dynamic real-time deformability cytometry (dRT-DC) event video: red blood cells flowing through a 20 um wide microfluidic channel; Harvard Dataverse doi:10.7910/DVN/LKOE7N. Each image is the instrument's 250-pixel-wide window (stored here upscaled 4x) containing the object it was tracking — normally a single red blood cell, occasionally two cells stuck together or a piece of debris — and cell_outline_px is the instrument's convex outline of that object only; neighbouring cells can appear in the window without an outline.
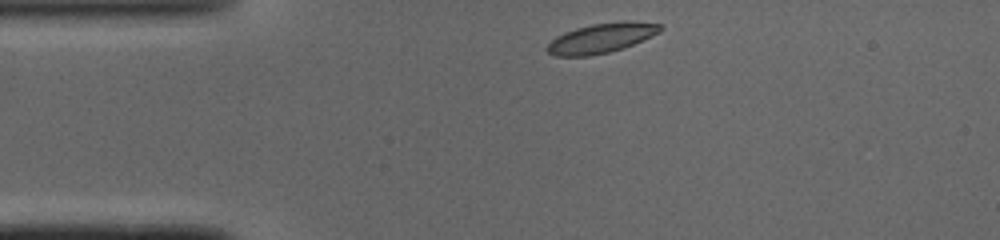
{"species": "common noctule bat (a hibernating species)", "species_latin": "Nyctalus noctula", "temperature_condition": "cold", "stored_images_in_passage": 40, "camera_frame_rate_fps": 3000, "um_per_image_px": 0.085, "animal": {"sex": "male", "body_mass_g": 19.0, "forearm_length_mm": 50.8}, "frame": {"image": 1, "passage_image": 1, "time_ms": 0.0, "image_size_px": [1000, 240], "cell_outline_px": [[664, 28], [660, 32], [632, 44], [608, 52], [588, 56], [556, 56], [548, 52], [544, 48], [556, 36], [564, 32], [576, 28], [592, 24], [660, 24]], "centroid_in_image_um": [50.97, 3.29], "position_along_channel_um": 34.0, "area_um2": 18.44}}
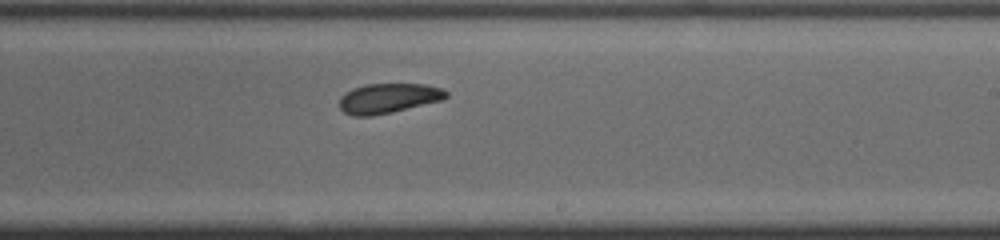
{"frame": {"image": 2, "passage_image": 20, "time_ms": 6.333, "image_size_px": [1000, 240], "cell_outline_px": [[448, 96], [444, 100], [392, 112], [372, 116], [352, 116], [344, 112], [340, 108], [340, 96], [344, 92], [352, 88], [364, 84], [424, 84], [444, 88], [448, 92]], "centroid_in_image_um": [33.02, 8.35], "position_along_channel_um": 256.0, "area_um2": 18.84}}
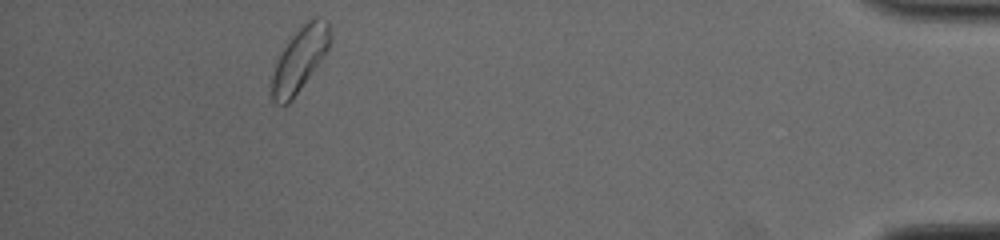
{"frame": {"image": 3, "passage_image": 36, "time_ms": 11.667, "image_size_px": [1000, 240], "cell_outline_px": [[328, 48], [320, 60], [292, 100], [288, 104], [276, 104], [272, 100], [272, 76], [276, 64], [284, 48], [292, 36], [312, 16], [320, 16], [328, 20]], "centroid_in_image_um": [25.46, 5.04], "position_along_channel_um": 409.7, "area_um2": 20.81}, "authors_computed_cell_mechanics": {"area_um2": 19.3341, "velocity_mm_per_s": 4.0462, "shape_relaxation_time_tau1_ms": 1.7656, "shape_relaxation_time_tau2_ms": 2.1961, "deformation_change_tau1": 0.0962, "deformation_change_tau2": 0.0682}}